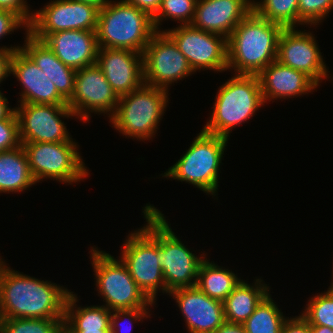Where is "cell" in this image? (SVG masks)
Segmentation results:
<instances>
[{
	"label": "cell",
	"instance_id": "cell-1",
	"mask_svg": "<svg viewBox=\"0 0 333 333\" xmlns=\"http://www.w3.org/2000/svg\"><path fill=\"white\" fill-rule=\"evenodd\" d=\"M71 290L0 267V318H64Z\"/></svg>",
	"mask_w": 333,
	"mask_h": 333
},
{
	"label": "cell",
	"instance_id": "cell-40",
	"mask_svg": "<svg viewBox=\"0 0 333 333\" xmlns=\"http://www.w3.org/2000/svg\"><path fill=\"white\" fill-rule=\"evenodd\" d=\"M124 1L148 13L152 18L159 11L162 2V0H124Z\"/></svg>",
	"mask_w": 333,
	"mask_h": 333
},
{
	"label": "cell",
	"instance_id": "cell-33",
	"mask_svg": "<svg viewBox=\"0 0 333 333\" xmlns=\"http://www.w3.org/2000/svg\"><path fill=\"white\" fill-rule=\"evenodd\" d=\"M332 10L333 0H298L299 25L318 27Z\"/></svg>",
	"mask_w": 333,
	"mask_h": 333
},
{
	"label": "cell",
	"instance_id": "cell-6",
	"mask_svg": "<svg viewBox=\"0 0 333 333\" xmlns=\"http://www.w3.org/2000/svg\"><path fill=\"white\" fill-rule=\"evenodd\" d=\"M168 92L166 89L144 84L119 97L109 123L126 138L128 136L140 141L152 140L168 107Z\"/></svg>",
	"mask_w": 333,
	"mask_h": 333
},
{
	"label": "cell",
	"instance_id": "cell-12",
	"mask_svg": "<svg viewBox=\"0 0 333 333\" xmlns=\"http://www.w3.org/2000/svg\"><path fill=\"white\" fill-rule=\"evenodd\" d=\"M144 83L161 89L194 74L186 57L165 31H156L143 52Z\"/></svg>",
	"mask_w": 333,
	"mask_h": 333
},
{
	"label": "cell",
	"instance_id": "cell-30",
	"mask_svg": "<svg viewBox=\"0 0 333 333\" xmlns=\"http://www.w3.org/2000/svg\"><path fill=\"white\" fill-rule=\"evenodd\" d=\"M0 333H64V318H0Z\"/></svg>",
	"mask_w": 333,
	"mask_h": 333
},
{
	"label": "cell",
	"instance_id": "cell-41",
	"mask_svg": "<svg viewBox=\"0 0 333 333\" xmlns=\"http://www.w3.org/2000/svg\"><path fill=\"white\" fill-rule=\"evenodd\" d=\"M214 333H246L242 323L224 321Z\"/></svg>",
	"mask_w": 333,
	"mask_h": 333
},
{
	"label": "cell",
	"instance_id": "cell-29",
	"mask_svg": "<svg viewBox=\"0 0 333 333\" xmlns=\"http://www.w3.org/2000/svg\"><path fill=\"white\" fill-rule=\"evenodd\" d=\"M252 1L253 10L262 18L283 28H295L299 25L298 0Z\"/></svg>",
	"mask_w": 333,
	"mask_h": 333
},
{
	"label": "cell",
	"instance_id": "cell-17",
	"mask_svg": "<svg viewBox=\"0 0 333 333\" xmlns=\"http://www.w3.org/2000/svg\"><path fill=\"white\" fill-rule=\"evenodd\" d=\"M96 65L118 97L144 85L143 54L127 49L99 48Z\"/></svg>",
	"mask_w": 333,
	"mask_h": 333
},
{
	"label": "cell",
	"instance_id": "cell-27",
	"mask_svg": "<svg viewBox=\"0 0 333 333\" xmlns=\"http://www.w3.org/2000/svg\"><path fill=\"white\" fill-rule=\"evenodd\" d=\"M225 267L205 258L198 271L196 286L212 299L223 302L242 280Z\"/></svg>",
	"mask_w": 333,
	"mask_h": 333
},
{
	"label": "cell",
	"instance_id": "cell-18",
	"mask_svg": "<svg viewBox=\"0 0 333 333\" xmlns=\"http://www.w3.org/2000/svg\"><path fill=\"white\" fill-rule=\"evenodd\" d=\"M167 295L176 301L189 333H214L225 321L223 302L197 286L175 289Z\"/></svg>",
	"mask_w": 333,
	"mask_h": 333
},
{
	"label": "cell",
	"instance_id": "cell-28",
	"mask_svg": "<svg viewBox=\"0 0 333 333\" xmlns=\"http://www.w3.org/2000/svg\"><path fill=\"white\" fill-rule=\"evenodd\" d=\"M269 293L256 307L254 313L244 322L246 333H281L288 319Z\"/></svg>",
	"mask_w": 333,
	"mask_h": 333
},
{
	"label": "cell",
	"instance_id": "cell-19",
	"mask_svg": "<svg viewBox=\"0 0 333 333\" xmlns=\"http://www.w3.org/2000/svg\"><path fill=\"white\" fill-rule=\"evenodd\" d=\"M9 74L22 85L18 103L68 105L55 84L22 49L12 52Z\"/></svg>",
	"mask_w": 333,
	"mask_h": 333
},
{
	"label": "cell",
	"instance_id": "cell-32",
	"mask_svg": "<svg viewBox=\"0 0 333 333\" xmlns=\"http://www.w3.org/2000/svg\"><path fill=\"white\" fill-rule=\"evenodd\" d=\"M197 0H162L157 14L153 17L156 31L161 30V22L170 18L180 25H190L193 20Z\"/></svg>",
	"mask_w": 333,
	"mask_h": 333
},
{
	"label": "cell",
	"instance_id": "cell-16",
	"mask_svg": "<svg viewBox=\"0 0 333 333\" xmlns=\"http://www.w3.org/2000/svg\"><path fill=\"white\" fill-rule=\"evenodd\" d=\"M297 29V30H296ZM304 29L284 28L279 36L276 60L310 76L318 85L329 72L315 35Z\"/></svg>",
	"mask_w": 333,
	"mask_h": 333
},
{
	"label": "cell",
	"instance_id": "cell-35",
	"mask_svg": "<svg viewBox=\"0 0 333 333\" xmlns=\"http://www.w3.org/2000/svg\"><path fill=\"white\" fill-rule=\"evenodd\" d=\"M19 122L14 111L8 118L0 120V152L19 147Z\"/></svg>",
	"mask_w": 333,
	"mask_h": 333
},
{
	"label": "cell",
	"instance_id": "cell-2",
	"mask_svg": "<svg viewBox=\"0 0 333 333\" xmlns=\"http://www.w3.org/2000/svg\"><path fill=\"white\" fill-rule=\"evenodd\" d=\"M283 29L252 9L227 38V69L236 75H258L276 61Z\"/></svg>",
	"mask_w": 333,
	"mask_h": 333
},
{
	"label": "cell",
	"instance_id": "cell-36",
	"mask_svg": "<svg viewBox=\"0 0 333 333\" xmlns=\"http://www.w3.org/2000/svg\"><path fill=\"white\" fill-rule=\"evenodd\" d=\"M19 28L28 31L29 26L17 14L0 9V40Z\"/></svg>",
	"mask_w": 333,
	"mask_h": 333
},
{
	"label": "cell",
	"instance_id": "cell-13",
	"mask_svg": "<svg viewBox=\"0 0 333 333\" xmlns=\"http://www.w3.org/2000/svg\"><path fill=\"white\" fill-rule=\"evenodd\" d=\"M186 57L194 71L201 69L214 72L227 71V38L206 32L191 25H178L173 29H164Z\"/></svg>",
	"mask_w": 333,
	"mask_h": 333
},
{
	"label": "cell",
	"instance_id": "cell-21",
	"mask_svg": "<svg viewBox=\"0 0 333 333\" xmlns=\"http://www.w3.org/2000/svg\"><path fill=\"white\" fill-rule=\"evenodd\" d=\"M43 42L65 65L79 70L96 64L98 42L96 30H65L49 34Z\"/></svg>",
	"mask_w": 333,
	"mask_h": 333
},
{
	"label": "cell",
	"instance_id": "cell-22",
	"mask_svg": "<svg viewBox=\"0 0 333 333\" xmlns=\"http://www.w3.org/2000/svg\"><path fill=\"white\" fill-rule=\"evenodd\" d=\"M264 103L288 99L314 92L319 86L306 73L279 63L271 62L259 74Z\"/></svg>",
	"mask_w": 333,
	"mask_h": 333
},
{
	"label": "cell",
	"instance_id": "cell-4",
	"mask_svg": "<svg viewBox=\"0 0 333 333\" xmlns=\"http://www.w3.org/2000/svg\"><path fill=\"white\" fill-rule=\"evenodd\" d=\"M233 75L218 89L212 114L202 129L228 139L233 128L247 122L264 106L258 75Z\"/></svg>",
	"mask_w": 333,
	"mask_h": 333
},
{
	"label": "cell",
	"instance_id": "cell-20",
	"mask_svg": "<svg viewBox=\"0 0 333 333\" xmlns=\"http://www.w3.org/2000/svg\"><path fill=\"white\" fill-rule=\"evenodd\" d=\"M252 2L251 0H197L190 25L228 38L253 9Z\"/></svg>",
	"mask_w": 333,
	"mask_h": 333
},
{
	"label": "cell",
	"instance_id": "cell-42",
	"mask_svg": "<svg viewBox=\"0 0 333 333\" xmlns=\"http://www.w3.org/2000/svg\"><path fill=\"white\" fill-rule=\"evenodd\" d=\"M15 111V107H9L8 99L0 90V120L8 118Z\"/></svg>",
	"mask_w": 333,
	"mask_h": 333
},
{
	"label": "cell",
	"instance_id": "cell-14",
	"mask_svg": "<svg viewBox=\"0 0 333 333\" xmlns=\"http://www.w3.org/2000/svg\"><path fill=\"white\" fill-rule=\"evenodd\" d=\"M15 107L21 142L73 141L66 124L61 120L76 115L68 105L20 103ZM71 136V137H70Z\"/></svg>",
	"mask_w": 333,
	"mask_h": 333
},
{
	"label": "cell",
	"instance_id": "cell-9",
	"mask_svg": "<svg viewBox=\"0 0 333 333\" xmlns=\"http://www.w3.org/2000/svg\"><path fill=\"white\" fill-rule=\"evenodd\" d=\"M67 142H21L28 159L29 169L36 183L51 179L60 183L80 182L89 176L79 145Z\"/></svg>",
	"mask_w": 333,
	"mask_h": 333
},
{
	"label": "cell",
	"instance_id": "cell-45",
	"mask_svg": "<svg viewBox=\"0 0 333 333\" xmlns=\"http://www.w3.org/2000/svg\"><path fill=\"white\" fill-rule=\"evenodd\" d=\"M333 268V267H332ZM333 270V269H332ZM333 272V271H332ZM333 274V273H332ZM329 289H333V281H331V285L329 286Z\"/></svg>",
	"mask_w": 333,
	"mask_h": 333
},
{
	"label": "cell",
	"instance_id": "cell-3",
	"mask_svg": "<svg viewBox=\"0 0 333 333\" xmlns=\"http://www.w3.org/2000/svg\"><path fill=\"white\" fill-rule=\"evenodd\" d=\"M142 211L147 224L127 236L119 258L138 287L155 303L158 292L166 293L159 253V213Z\"/></svg>",
	"mask_w": 333,
	"mask_h": 333
},
{
	"label": "cell",
	"instance_id": "cell-24",
	"mask_svg": "<svg viewBox=\"0 0 333 333\" xmlns=\"http://www.w3.org/2000/svg\"><path fill=\"white\" fill-rule=\"evenodd\" d=\"M74 292L68 295L65 306L64 333H111V312L103 305L80 306Z\"/></svg>",
	"mask_w": 333,
	"mask_h": 333
},
{
	"label": "cell",
	"instance_id": "cell-25",
	"mask_svg": "<svg viewBox=\"0 0 333 333\" xmlns=\"http://www.w3.org/2000/svg\"><path fill=\"white\" fill-rule=\"evenodd\" d=\"M269 293V285L264 283L261 278L254 279L252 285L242 279L223 301L225 320L244 323Z\"/></svg>",
	"mask_w": 333,
	"mask_h": 333
},
{
	"label": "cell",
	"instance_id": "cell-10",
	"mask_svg": "<svg viewBox=\"0 0 333 333\" xmlns=\"http://www.w3.org/2000/svg\"><path fill=\"white\" fill-rule=\"evenodd\" d=\"M142 208L159 213V253L166 294L175 289L196 286L199 267L206 258L205 252L200 256L192 253L172 231L164 214L154 205L149 203Z\"/></svg>",
	"mask_w": 333,
	"mask_h": 333
},
{
	"label": "cell",
	"instance_id": "cell-26",
	"mask_svg": "<svg viewBox=\"0 0 333 333\" xmlns=\"http://www.w3.org/2000/svg\"><path fill=\"white\" fill-rule=\"evenodd\" d=\"M37 184L22 145L0 152V193H20Z\"/></svg>",
	"mask_w": 333,
	"mask_h": 333
},
{
	"label": "cell",
	"instance_id": "cell-23",
	"mask_svg": "<svg viewBox=\"0 0 333 333\" xmlns=\"http://www.w3.org/2000/svg\"><path fill=\"white\" fill-rule=\"evenodd\" d=\"M25 32L26 40L21 49L55 84L58 93L69 102L74 92L77 70L63 64L42 40L35 38L28 31Z\"/></svg>",
	"mask_w": 333,
	"mask_h": 333
},
{
	"label": "cell",
	"instance_id": "cell-34",
	"mask_svg": "<svg viewBox=\"0 0 333 333\" xmlns=\"http://www.w3.org/2000/svg\"><path fill=\"white\" fill-rule=\"evenodd\" d=\"M149 311H151V309L148 307H138L135 309H124V310L112 311L111 312V323H110L111 333H131V331H132L131 328L133 326L132 323L134 324V322L137 323L138 321H141V320L143 322L144 318L145 319L150 318L151 312H149ZM124 319H125V321L128 320V323L130 322L129 325L131 326V328H129L130 326L128 324H127V327H125L124 325H120L124 321ZM119 321H121V322H119Z\"/></svg>",
	"mask_w": 333,
	"mask_h": 333
},
{
	"label": "cell",
	"instance_id": "cell-46",
	"mask_svg": "<svg viewBox=\"0 0 333 333\" xmlns=\"http://www.w3.org/2000/svg\"><path fill=\"white\" fill-rule=\"evenodd\" d=\"M2 260H3V258H1V256H0V267L5 262V261H2Z\"/></svg>",
	"mask_w": 333,
	"mask_h": 333
},
{
	"label": "cell",
	"instance_id": "cell-44",
	"mask_svg": "<svg viewBox=\"0 0 333 333\" xmlns=\"http://www.w3.org/2000/svg\"><path fill=\"white\" fill-rule=\"evenodd\" d=\"M76 1L93 4V5H95L99 8H102L103 6H105L111 0H76Z\"/></svg>",
	"mask_w": 333,
	"mask_h": 333
},
{
	"label": "cell",
	"instance_id": "cell-7",
	"mask_svg": "<svg viewBox=\"0 0 333 333\" xmlns=\"http://www.w3.org/2000/svg\"><path fill=\"white\" fill-rule=\"evenodd\" d=\"M227 143L228 138L201 130L186 153L162 177L192 184L204 193L216 196Z\"/></svg>",
	"mask_w": 333,
	"mask_h": 333
},
{
	"label": "cell",
	"instance_id": "cell-15",
	"mask_svg": "<svg viewBox=\"0 0 333 333\" xmlns=\"http://www.w3.org/2000/svg\"><path fill=\"white\" fill-rule=\"evenodd\" d=\"M118 102L119 97L96 64L77 70L74 92L68 102L77 119L86 123L91 113L106 114L110 119Z\"/></svg>",
	"mask_w": 333,
	"mask_h": 333
},
{
	"label": "cell",
	"instance_id": "cell-43",
	"mask_svg": "<svg viewBox=\"0 0 333 333\" xmlns=\"http://www.w3.org/2000/svg\"><path fill=\"white\" fill-rule=\"evenodd\" d=\"M311 333H333V329L327 326L310 325Z\"/></svg>",
	"mask_w": 333,
	"mask_h": 333
},
{
	"label": "cell",
	"instance_id": "cell-37",
	"mask_svg": "<svg viewBox=\"0 0 333 333\" xmlns=\"http://www.w3.org/2000/svg\"><path fill=\"white\" fill-rule=\"evenodd\" d=\"M27 0H0V9L17 14L28 26L30 25L34 12L29 9Z\"/></svg>",
	"mask_w": 333,
	"mask_h": 333
},
{
	"label": "cell",
	"instance_id": "cell-5",
	"mask_svg": "<svg viewBox=\"0 0 333 333\" xmlns=\"http://www.w3.org/2000/svg\"><path fill=\"white\" fill-rule=\"evenodd\" d=\"M156 32L153 18L124 0L100 8L96 29L99 48H118L143 54Z\"/></svg>",
	"mask_w": 333,
	"mask_h": 333
},
{
	"label": "cell",
	"instance_id": "cell-11",
	"mask_svg": "<svg viewBox=\"0 0 333 333\" xmlns=\"http://www.w3.org/2000/svg\"><path fill=\"white\" fill-rule=\"evenodd\" d=\"M44 8L33 10L28 32L39 40L65 30L97 29L100 8L76 0H51Z\"/></svg>",
	"mask_w": 333,
	"mask_h": 333
},
{
	"label": "cell",
	"instance_id": "cell-8",
	"mask_svg": "<svg viewBox=\"0 0 333 333\" xmlns=\"http://www.w3.org/2000/svg\"><path fill=\"white\" fill-rule=\"evenodd\" d=\"M90 248L95 285L98 295L104 299L103 306L114 311L156 305L138 287L120 258L97 247Z\"/></svg>",
	"mask_w": 333,
	"mask_h": 333
},
{
	"label": "cell",
	"instance_id": "cell-39",
	"mask_svg": "<svg viewBox=\"0 0 333 333\" xmlns=\"http://www.w3.org/2000/svg\"><path fill=\"white\" fill-rule=\"evenodd\" d=\"M21 49V46H13L10 47L2 46L0 47V84L3 80H5L8 76H10V57L12 52L15 50Z\"/></svg>",
	"mask_w": 333,
	"mask_h": 333
},
{
	"label": "cell",
	"instance_id": "cell-31",
	"mask_svg": "<svg viewBox=\"0 0 333 333\" xmlns=\"http://www.w3.org/2000/svg\"><path fill=\"white\" fill-rule=\"evenodd\" d=\"M301 316L309 325L327 326L333 329V289L317 293L306 304Z\"/></svg>",
	"mask_w": 333,
	"mask_h": 333
},
{
	"label": "cell",
	"instance_id": "cell-38",
	"mask_svg": "<svg viewBox=\"0 0 333 333\" xmlns=\"http://www.w3.org/2000/svg\"><path fill=\"white\" fill-rule=\"evenodd\" d=\"M281 333H311L309 323L299 316L288 317L282 326Z\"/></svg>",
	"mask_w": 333,
	"mask_h": 333
}]
</instances>
